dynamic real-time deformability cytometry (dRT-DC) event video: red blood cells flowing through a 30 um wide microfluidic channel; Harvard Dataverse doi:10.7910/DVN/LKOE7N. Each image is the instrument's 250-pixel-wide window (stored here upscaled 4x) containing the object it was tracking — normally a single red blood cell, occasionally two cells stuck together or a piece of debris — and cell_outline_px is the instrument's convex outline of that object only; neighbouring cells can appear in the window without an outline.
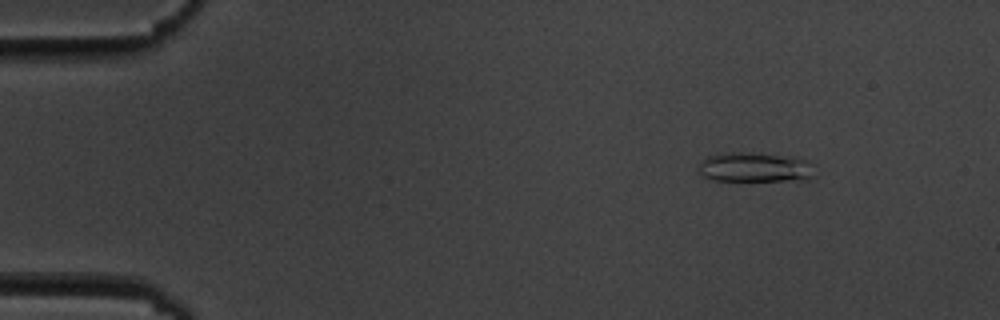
{"species": "common noctule bat (a hibernating species)", "species_latin": "Nyctalus noctula", "temperature_condition": "cold", "stored_images_in_passage": 5, "camera_frame_rate_fps": 3000, "um_per_image_px": 0.085, "animal": {"sex": "male", "body_mass_g": 19.5, "forearm_length_mm": 54.6}, "frame": {"image": 1, "passage_image": 2, "time_ms": 1.333, "image_size_px": [1000, 320], "cell_outline_px": [[808, 180], [712, 180], [704, 176], [700, 172], [700, 164], [708, 156], [724, 152], [740, 152], [796, 156], [808, 160]], "centroid_in_image_um": [64.1, 14.2], "position_along_channel_um": 20.9, "area_um2": 19.54}}